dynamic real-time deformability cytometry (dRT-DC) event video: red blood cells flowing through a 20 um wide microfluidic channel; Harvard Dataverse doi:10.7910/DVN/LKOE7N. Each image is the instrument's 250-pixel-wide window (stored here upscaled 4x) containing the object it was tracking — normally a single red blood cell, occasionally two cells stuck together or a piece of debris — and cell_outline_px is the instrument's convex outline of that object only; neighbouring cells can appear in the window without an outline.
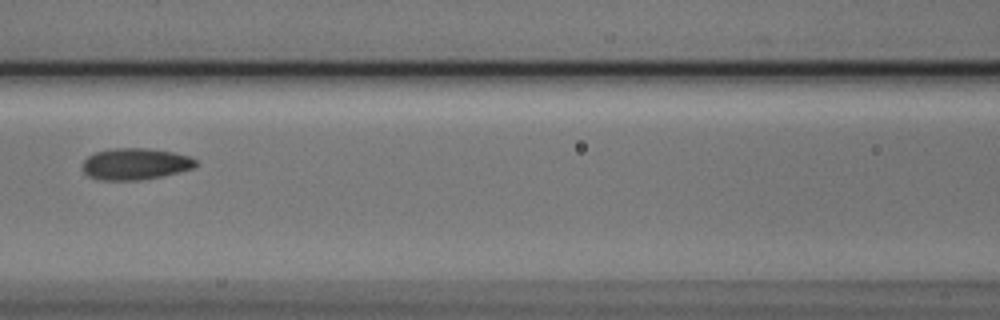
{"species": "Egyptian fruit bat (a non-hibernating species)", "species_latin": "Rousettus aegyptiacus", "temperature_condition": "cold", "stored_images_in_passage": 5, "camera_frame_rate_fps": 3000, "um_per_image_px": 0.085, "animal": {"sex": "male"}, "frame": {"image": 1, "passage_image": 3, "time_ms": 0.667, "image_size_px": [1000, 320], "cell_outline_px": [[196, 164], [192, 168], [160, 176], [140, 180], [100, 180], [88, 176], [84, 172], [80, 164], [88, 156], [96, 152], [112, 148], [148, 148], [172, 152], [188, 156], [196, 160]], "centroid_in_image_um": [11.43, 13.93], "position_along_channel_um": 155.2, "area_um2": 20.69}}
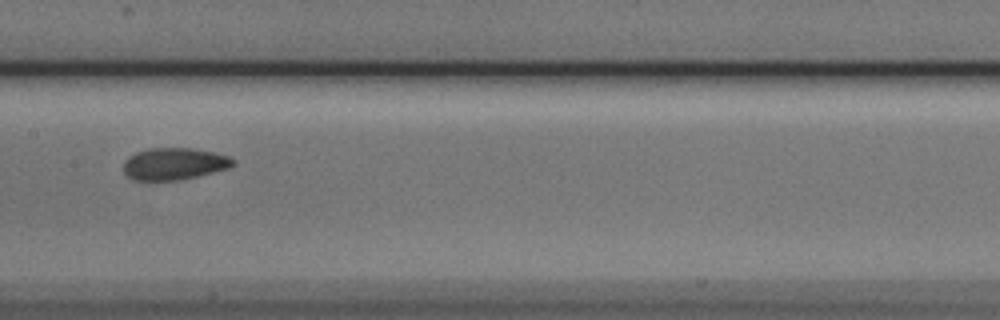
{"frame": {"image": 2, "passage_image": 4, "time_ms": 1.0, "image_size_px": [1000, 320], "cell_outline_px": [[236, 164], [228, 168], [180, 180], [132, 180], [124, 172], [124, 160], [128, 156], [136, 152], [148, 148], [192, 148], [212, 152], [228, 156], [236, 160]], "centroid_in_image_um": [14.79, 13.92], "position_along_channel_um": 192.6, "area_um2": 20.4}}
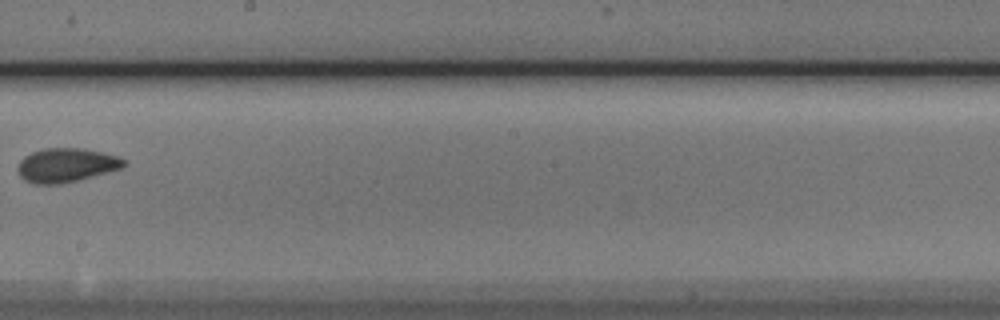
{"frame": {"image": 3, "passage_image": 5, "time_ms": 1.333, "image_size_px": [1000, 320], "cell_outline_px": [[128, 164], [124, 168], [60, 184], [36, 184], [24, 180], [20, 176], [16, 168], [20, 160], [24, 156], [32, 152], [44, 148], [84, 148], [116, 156], [124, 160]], "centroid_in_image_um": [5.61, 14.03], "position_along_channel_um": 242.6, "area_um2": 21.04}}